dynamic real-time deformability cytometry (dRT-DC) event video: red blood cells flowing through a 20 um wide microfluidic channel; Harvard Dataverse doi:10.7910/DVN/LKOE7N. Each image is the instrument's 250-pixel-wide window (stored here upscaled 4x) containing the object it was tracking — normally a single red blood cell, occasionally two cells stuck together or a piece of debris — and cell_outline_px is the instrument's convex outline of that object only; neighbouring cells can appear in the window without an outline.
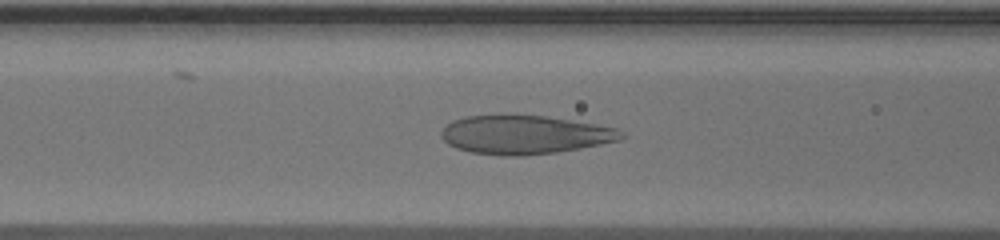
{"species": "human", "species_latin": "Homo sapiens", "temperature_condition": "warm", "stored_images_in_passage": 52, "camera_frame_rate_fps": 3000, "um_per_image_px": 0.085, "donor": {"sex": "male"}, "frame": {"image": 1, "passage_image": 21, "time_ms": 6.667, "image_size_px": [1000, 240], "cell_outline_px": [[628, 136], [620, 140], [580, 148], [556, 152], [524, 156], [504, 156], [472, 152], [456, 148], [448, 144], [440, 136], [440, 132], [452, 120], [464, 116], [544, 116], [596, 124], [616, 128], [624, 132]], "centroid_in_image_um": [44.62, 11.46], "position_along_channel_um": 122.0, "area_um2": 40.34}}
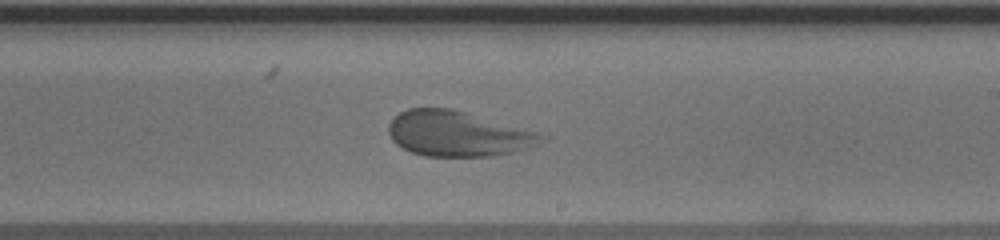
{"frame": {"image": 2, "passage_image": 31, "time_ms": 10.0, "image_size_px": [1000, 240], "cell_outline_px": [[548, 136], [540, 144], [512, 152], [492, 156], [424, 156], [412, 152], [396, 144], [392, 140], [388, 132], [388, 124], [400, 112], [408, 108], [452, 108], [536, 132]], "centroid_in_image_um": [38.89, 11.37], "position_along_channel_um": 250.1, "area_um2": 40.06}}
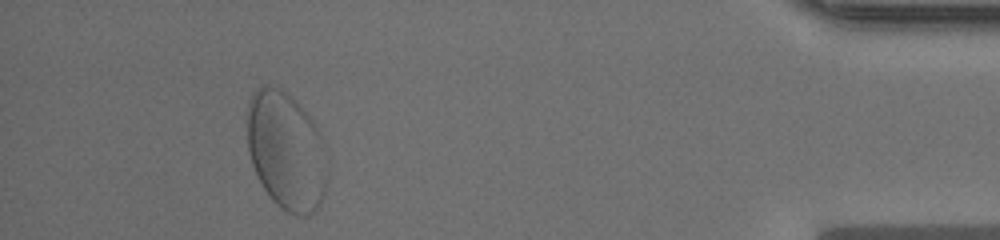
{"frame": {"image": 3, "passage_image": 48, "time_ms": 15.667, "image_size_px": [1000, 240], "cell_outline_px": [[328, 180], [324, 196], [320, 204], [308, 216], [296, 216], [280, 208], [272, 200], [256, 176], [248, 152], [248, 100], [252, 92], [256, 88], [264, 84], [284, 88], [288, 92], [316, 124], [320, 132], [328, 156]], "centroid_in_image_um": [24.36, 12.82], "position_along_channel_um": 410.8, "area_um2": 56.41}}